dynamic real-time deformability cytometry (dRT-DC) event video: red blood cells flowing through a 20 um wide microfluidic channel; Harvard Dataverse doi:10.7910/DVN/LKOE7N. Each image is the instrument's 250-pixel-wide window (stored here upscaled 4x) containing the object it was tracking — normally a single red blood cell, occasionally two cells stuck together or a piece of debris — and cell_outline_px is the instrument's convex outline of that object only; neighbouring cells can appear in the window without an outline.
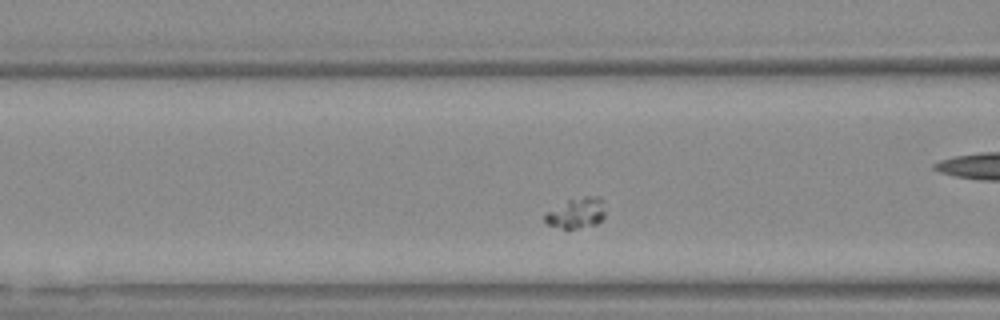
{"species": "Egyptian fruit bat (a non-hibernating species)", "species_latin": "Rousettus aegyptiacus", "temperature_condition": "warm", "stored_images_in_passage": 35, "camera_frame_rate_fps": 3000, "um_per_image_px": 0.085, "animal": {"sex": "female"}, "frame": {"image": 1, "passage_image": 6, "time_ms": 1.667, "image_size_px": [1000, 320], "cell_outline_px": [[604, 216], [596, 224], [576, 228], [564, 228], [548, 224], [544, 220], [544, 212], [568, 200], [584, 196], [596, 196], [604, 200]], "centroid_in_image_um": [48.99, 18.08], "position_along_channel_um": 117.6, "area_um2": 10.64}}